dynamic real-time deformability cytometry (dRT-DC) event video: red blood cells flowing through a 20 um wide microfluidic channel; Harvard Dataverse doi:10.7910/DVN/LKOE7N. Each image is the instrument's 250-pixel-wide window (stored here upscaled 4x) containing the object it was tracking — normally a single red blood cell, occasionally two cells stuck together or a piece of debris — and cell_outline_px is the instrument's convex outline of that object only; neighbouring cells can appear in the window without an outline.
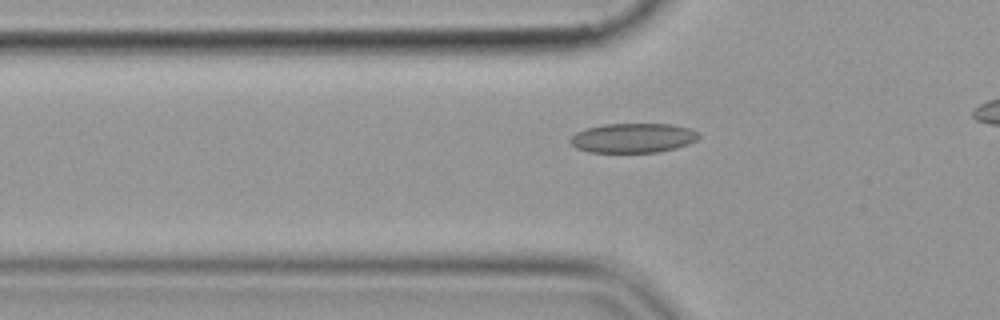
{"species": "common noctule bat (a hibernating species)", "species_latin": "Nyctalus noctula", "temperature_condition": "cold", "stored_images_in_passage": 34, "camera_frame_rate_fps": 3000, "um_per_image_px": 0.085, "animal": {"sex": "female", "body_mass_g": 19.9}, "frame": {"image": 1, "passage_image": 4, "time_ms": 1.0, "image_size_px": [1000, 320], "cell_outline_px": [[700, 136], [696, 140], [688, 144], [676, 148], [656, 152], [588, 152], [576, 148], [568, 140], [576, 132], [588, 128], [604, 124], [672, 124], [688, 128], [700, 132]], "centroid_in_image_um": [53.81, 11.72], "position_along_channel_um": 72.0, "area_um2": 22.08}}
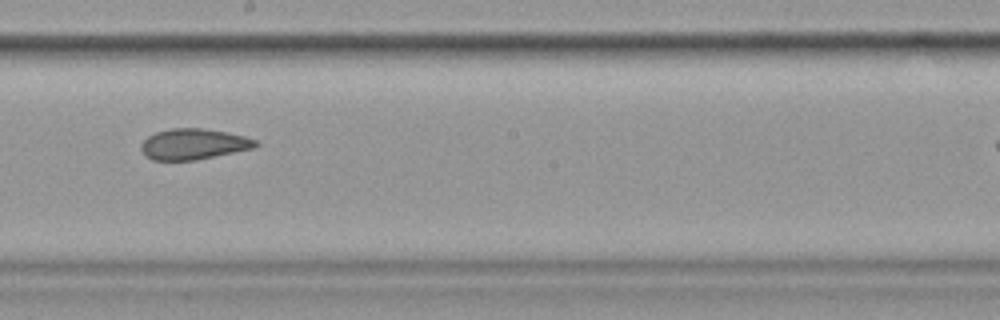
{"frame": {"image": 2, "passage_image": 17, "time_ms": 5.333, "image_size_px": [1000, 320], "cell_outline_px": [[260, 144], [252, 148], [196, 160], [152, 160], [140, 148], [140, 144], [148, 136], [156, 132], [172, 128], [200, 128], [228, 132], [244, 136], [256, 140]], "centroid_in_image_um": [16.45, 12.24], "position_along_channel_um": 231.8, "area_um2": 20.35}}
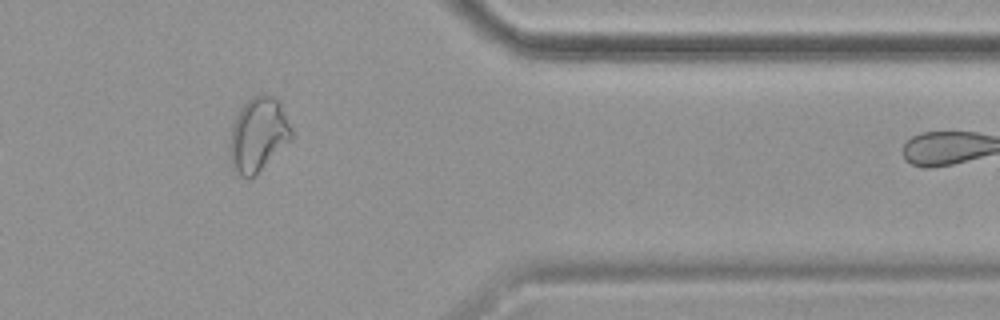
{"frame": {"image": 3, "passage_image": 31, "time_ms": 10.0, "image_size_px": [1000, 320], "cell_outline_px": [[292, 140], [252, 180], [248, 180], [240, 176], [232, 168], [228, 152], [228, 148], [232, 124], [240, 108], [252, 96], [260, 92], [264, 92], [272, 96], [280, 104], [292, 128]], "centroid_in_image_um": [21.93, 11.49], "position_along_channel_um": 389.5, "area_um2": 27.46}}